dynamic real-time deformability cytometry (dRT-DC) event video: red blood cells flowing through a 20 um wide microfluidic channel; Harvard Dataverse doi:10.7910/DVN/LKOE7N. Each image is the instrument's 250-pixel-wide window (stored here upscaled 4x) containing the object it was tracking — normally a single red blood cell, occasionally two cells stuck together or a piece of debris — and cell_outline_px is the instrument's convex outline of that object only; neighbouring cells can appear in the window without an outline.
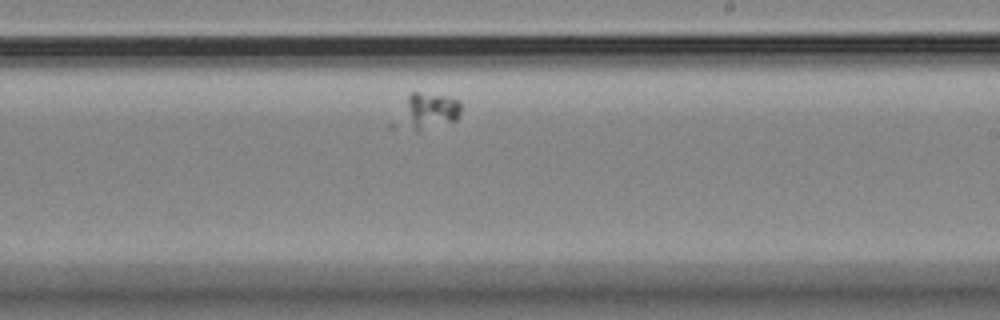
{"species": "Egyptian fruit bat (a non-hibernating species)", "species_latin": "Rousettus aegyptiacus", "temperature_condition": "room temperature", "stored_images_in_passage": 6, "camera_frame_rate_fps": 3000, "um_per_image_px": 0.085, "animal": {"sex": "female"}, "frame": {"image": 1, "passage_image": 6, "time_ms": 6.0, "image_size_px": [1000, 320], "cell_outline_px": [[460, 112], [456, 120], [416, 132], [408, 124], [408, 96], [412, 92], [420, 92], [448, 96], [460, 100]], "centroid_in_image_um": [36.66, 9.38], "position_along_channel_um": 252.3, "area_um2": 11.62}}